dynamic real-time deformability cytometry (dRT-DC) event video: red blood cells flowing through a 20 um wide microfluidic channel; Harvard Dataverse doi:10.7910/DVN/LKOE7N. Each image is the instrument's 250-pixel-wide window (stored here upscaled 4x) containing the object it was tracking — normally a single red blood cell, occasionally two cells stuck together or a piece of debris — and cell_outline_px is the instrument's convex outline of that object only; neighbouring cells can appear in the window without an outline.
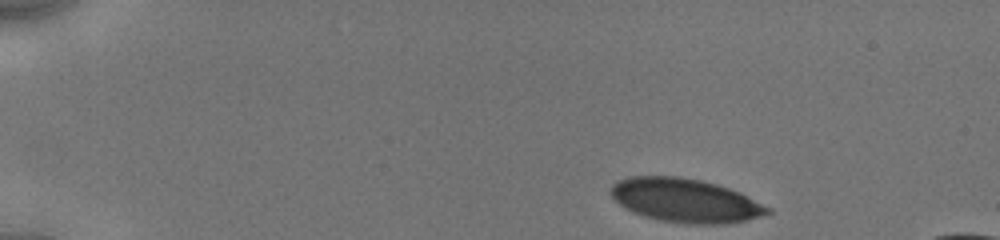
{"species": "human", "species_latin": "Homo sapiens", "temperature_condition": "cold", "stored_images_in_passage": 5, "camera_frame_rate_fps": 3000, "um_per_image_px": 0.085, "donor": {"sex": "male"}, "frame": {"image": 1, "passage_image": 1, "time_ms": 0.0, "image_size_px": [1000, 240], "cell_outline_px": [[772, 212], [760, 216], [744, 220], [720, 224], [692, 224], [660, 220], [644, 216], [624, 208], [608, 192], [612, 184], [616, 180], [628, 176], [680, 176], [700, 180], [716, 184], [740, 192], [772, 208]], "centroid_in_image_um": [58.22, 17.02], "position_along_channel_um": 26.8, "area_um2": 40.0}}